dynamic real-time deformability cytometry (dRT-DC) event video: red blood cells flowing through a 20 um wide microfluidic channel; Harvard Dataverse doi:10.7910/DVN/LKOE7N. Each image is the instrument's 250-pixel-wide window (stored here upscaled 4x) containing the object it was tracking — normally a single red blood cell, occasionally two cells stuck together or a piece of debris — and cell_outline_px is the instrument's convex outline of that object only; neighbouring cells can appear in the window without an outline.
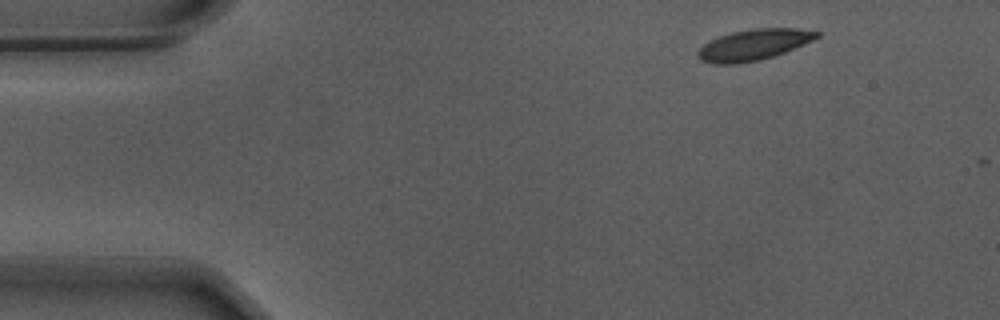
{"species": "Egyptian fruit bat (a non-hibernating species)", "species_latin": "Rousettus aegyptiacus", "temperature_condition": "warm", "stored_images_in_passage": 2, "camera_frame_rate_fps": 3000, "um_per_image_px": 0.085, "animal": {"sex": "male"}, "frame": {"image": 1, "passage_image": 1, "time_ms": 0.0, "image_size_px": [1000, 320], "cell_outline_px": [[820, 36], [812, 40], [784, 52], [760, 60], [736, 64], [712, 64], [700, 60], [696, 56], [696, 52], [708, 40], [732, 32], [752, 28], [796, 28], [820, 32]], "centroid_in_image_um": [64.0, 3.81], "position_along_channel_um": 21.0, "area_um2": 21.44}}